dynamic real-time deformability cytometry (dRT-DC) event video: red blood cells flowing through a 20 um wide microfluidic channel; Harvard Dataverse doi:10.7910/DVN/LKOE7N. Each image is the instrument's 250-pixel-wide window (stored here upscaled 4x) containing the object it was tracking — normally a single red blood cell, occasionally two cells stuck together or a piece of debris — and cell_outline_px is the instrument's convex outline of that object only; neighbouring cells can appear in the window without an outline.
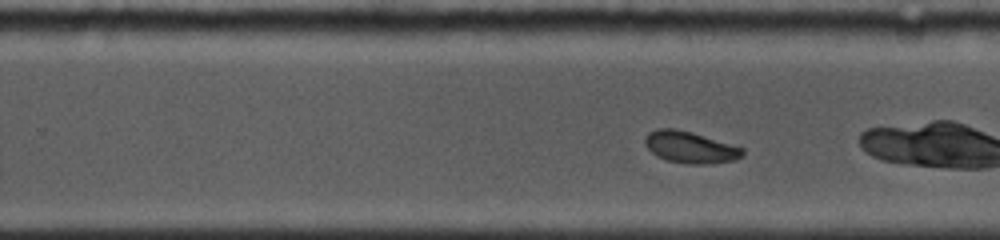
{"species": "common noctule bat (a hibernating species)", "species_latin": "Nyctalus noctula", "temperature_condition": "cold", "stored_images_in_passage": 47, "camera_frame_rate_fps": 5000, "um_per_image_px": 0.085, "animal": {"sex": "female", "body_mass_g": 19.0, "forearm_length_mm": 53.3}, "frame": {"image": 1, "passage_image": 27, "time_ms": 5.4, "image_size_px": [1000, 240], "cell_outline_px": [[744, 152], [736, 160], [708, 164], [688, 164], [668, 160], [652, 152], [644, 144], [644, 136], [648, 132], [656, 128], [676, 128], [692, 132], [744, 148]], "centroid_in_image_um": [58.65, 12.5], "position_along_channel_um": 271.2, "area_um2": 17.98}}